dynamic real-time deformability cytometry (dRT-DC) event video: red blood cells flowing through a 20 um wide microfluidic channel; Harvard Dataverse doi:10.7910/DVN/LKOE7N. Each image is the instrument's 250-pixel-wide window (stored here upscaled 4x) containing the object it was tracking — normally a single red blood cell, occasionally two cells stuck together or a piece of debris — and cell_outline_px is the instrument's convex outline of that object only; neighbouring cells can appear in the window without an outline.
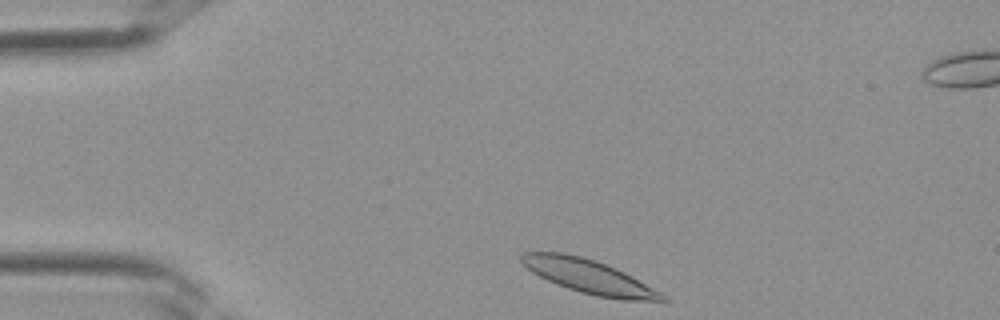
{"species": "Egyptian fruit bat (a non-hibernating species)", "species_latin": "Rousettus aegyptiacus", "temperature_condition": "room temperature", "stored_images_in_passage": 3, "camera_frame_rate_fps": 3000, "um_per_image_px": 0.085, "frame": {"image": 1, "passage_image": 1, "time_ms": 0.0, "image_size_px": [1000, 320], "cell_outline_px": [[668, 300], [620, 300], [596, 296], [580, 292], [556, 284], [532, 272], [520, 260], [520, 256], [524, 252], [564, 252], [596, 260], [616, 268], [632, 276], [668, 296]], "centroid_in_image_um": [50.07, 23.5], "position_along_channel_um": 34.9, "area_um2": 27.57}}